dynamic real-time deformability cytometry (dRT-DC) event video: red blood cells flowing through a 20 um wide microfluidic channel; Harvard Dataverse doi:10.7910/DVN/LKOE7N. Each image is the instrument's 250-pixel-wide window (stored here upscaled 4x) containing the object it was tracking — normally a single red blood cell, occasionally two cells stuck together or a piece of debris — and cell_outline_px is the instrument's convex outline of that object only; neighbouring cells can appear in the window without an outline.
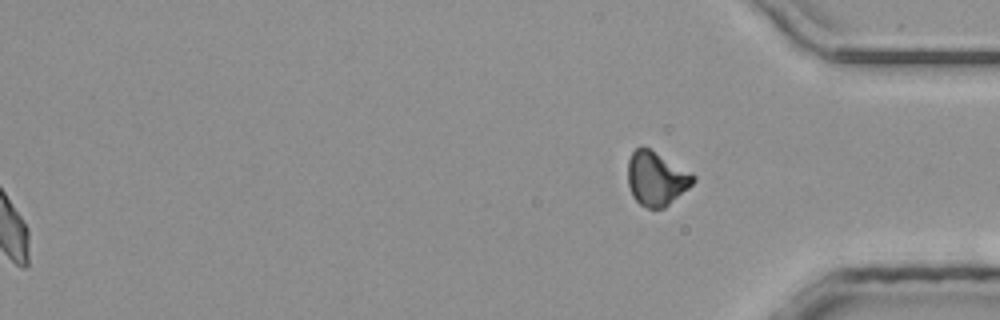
{"species": "common noctule bat (a hibernating species)", "species_latin": "Nyctalus noctula", "temperature_condition": "room temperature", "stored_images_in_passage": 45, "segment_of_instrument_passage": [2, 2], "camera_frame_rate_fps": 3000, "um_per_image_px": 0.085, "animal": {"sex": "male", "body_mass_g": 20.4}, "frame": {"image": 1, "passage_image": 45, "time_ms": 14.667, "image_size_px": [1000, 320], "cell_outline_px": [[696, 180], [688, 188], [664, 208], [648, 208], [640, 204], [632, 196], [628, 184], [628, 160], [632, 152], [640, 144], [648, 148], [692, 172], [696, 176]], "centroid_in_image_um": [55.78, 15.16], "position_along_channel_um": 379.4, "area_um2": 20.58}}